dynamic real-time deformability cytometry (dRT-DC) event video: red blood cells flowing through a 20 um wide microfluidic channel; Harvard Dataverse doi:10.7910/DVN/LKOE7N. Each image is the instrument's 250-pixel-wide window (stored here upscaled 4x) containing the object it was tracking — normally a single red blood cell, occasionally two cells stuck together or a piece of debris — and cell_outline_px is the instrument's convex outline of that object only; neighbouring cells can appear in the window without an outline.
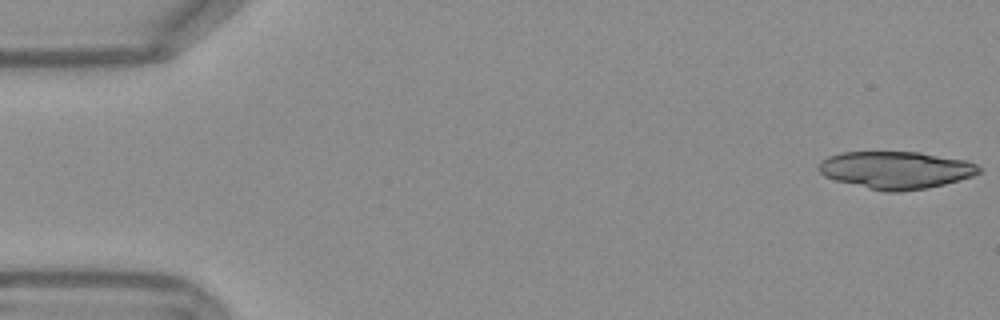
{"species": "Egyptian fruit bat (a non-hibernating species)", "species_latin": "Rousettus aegyptiacus", "temperature_condition": "warm", "stored_images_in_passage": 40, "segment_of_instrument_passage": [1, 2], "camera_frame_rate_fps": 3000, "um_per_image_px": 0.085, "frame": {"image": 1, "passage_image": 1, "time_ms": 0.0, "image_size_px": [1000, 320], "cell_outline_px": [[984, 168], [980, 172], [972, 176], [960, 180], [928, 188], [900, 192], [884, 192], [836, 180], [824, 176], [816, 168], [820, 160], [828, 156], [844, 152], [920, 152], [968, 160]], "centroid_in_image_um": [76.17, 14.45], "position_along_channel_um": 8.8, "area_um2": 35.26}}